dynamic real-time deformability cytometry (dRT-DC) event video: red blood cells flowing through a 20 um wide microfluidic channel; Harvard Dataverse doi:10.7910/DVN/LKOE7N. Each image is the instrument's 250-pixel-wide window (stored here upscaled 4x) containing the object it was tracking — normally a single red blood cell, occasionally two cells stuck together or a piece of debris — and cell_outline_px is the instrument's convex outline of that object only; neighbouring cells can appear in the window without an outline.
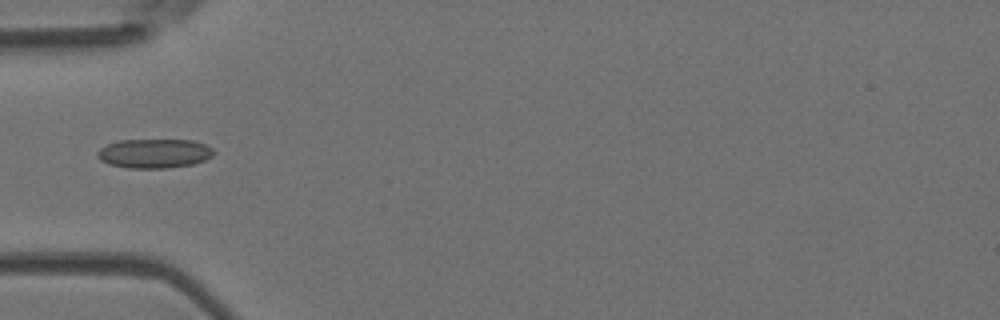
{"species": "Egyptian fruit bat (a non-hibernating species)", "species_latin": "Rousettus aegyptiacus", "temperature_condition": "room temperature", "stored_images_in_passage": 5, "camera_frame_rate_fps": 3000, "um_per_image_px": 0.085, "animal": {"sex": "female"}, "frame": {"image": 1, "passage_image": 5, "time_ms": 5.333, "image_size_px": [1000, 320], "cell_outline_px": [[216, 152], [212, 156], [204, 160], [192, 164], [168, 168], [128, 168], [108, 164], [100, 160], [96, 156], [96, 152], [100, 148], [108, 144], [120, 140], [192, 140], [204, 144], [212, 148]], "centroid_in_image_um": [13.09, 13.04], "position_along_channel_um": 71.9, "area_um2": 19.88}}